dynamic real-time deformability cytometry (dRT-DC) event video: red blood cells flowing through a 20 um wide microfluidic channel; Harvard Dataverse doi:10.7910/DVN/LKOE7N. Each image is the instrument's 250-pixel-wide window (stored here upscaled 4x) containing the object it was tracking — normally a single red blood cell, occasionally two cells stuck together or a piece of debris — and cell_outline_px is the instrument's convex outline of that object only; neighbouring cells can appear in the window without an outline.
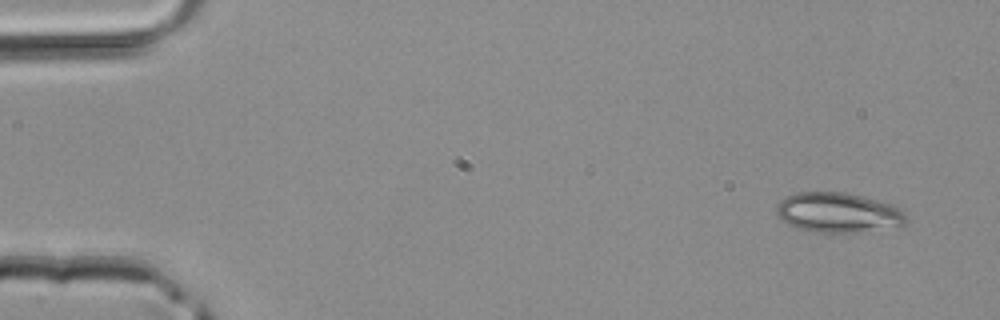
{"species": "common noctule bat (a hibernating species)", "species_latin": "Nyctalus noctula", "temperature_condition": "room temperature", "stored_images_in_passage": 3, "camera_frame_rate_fps": 3000, "um_per_image_px": 0.085, "animal": {"sex": "male", "body_mass_g": 20.4}, "frame": {"image": 1, "passage_image": 1, "time_ms": 0.0, "image_size_px": [1000, 320], "cell_outline_px": [[908, 220], [900, 228], [844, 232], [816, 232], [796, 228], [788, 224], [776, 212], [776, 204], [780, 200], [796, 192], [844, 192], [892, 204], [900, 208], [908, 216]], "centroid_in_image_um": [71.29, 18.07], "position_along_channel_um": 13.7, "area_um2": 30.23}}